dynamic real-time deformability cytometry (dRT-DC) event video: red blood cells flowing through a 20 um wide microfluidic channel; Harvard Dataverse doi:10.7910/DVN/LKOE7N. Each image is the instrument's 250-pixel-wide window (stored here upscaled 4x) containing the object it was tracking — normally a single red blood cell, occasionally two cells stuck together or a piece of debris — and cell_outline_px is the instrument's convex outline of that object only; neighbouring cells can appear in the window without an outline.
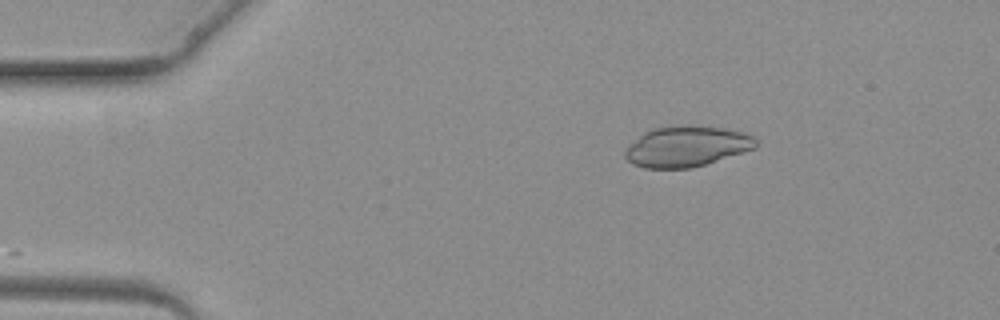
{"species": "common noctule bat (a hibernating species)", "species_latin": "Nyctalus noctula", "temperature_condition": "warm", "stored_images_in_passage": 3, "camera_frame_rate_fps": 3000, "um_per_image_px": 0.085, "animal": {"sex": "female", "body_mass_g": 19.3, "forearm_length_mm": 54.1}, "frame": {"image": 1, "passage_image": 2, "time_ms": 1.667, "image_size_px": [1000, 320], "cell_outline_px": [[756, 148], [692, 168], [644, 168], [632, 164], [624, 156], [624, 148], [644, 132], [652, 128], [692, 124], [724, 128], [744, 132], [752, 136], [756, 140]], "centroid_in_image_um": [58.34, 12.43], "position_along_channel_um": 26.7, "area_um2": 31.15}}